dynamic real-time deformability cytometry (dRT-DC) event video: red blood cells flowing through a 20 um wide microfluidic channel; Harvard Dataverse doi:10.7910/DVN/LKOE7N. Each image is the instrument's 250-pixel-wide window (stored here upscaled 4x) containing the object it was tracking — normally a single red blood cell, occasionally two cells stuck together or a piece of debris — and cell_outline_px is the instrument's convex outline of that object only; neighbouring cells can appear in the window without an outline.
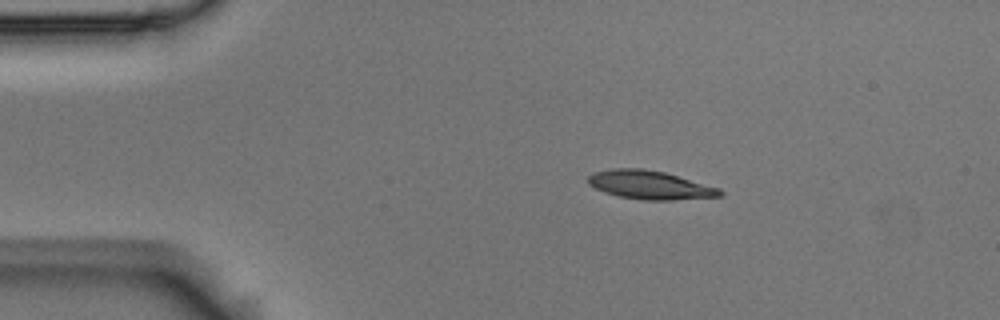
{"species": "Egyptian fruit bat (a non-hibernating species)", "species_latin": "Rousettus aegyptiacus", "temperature_condition": "room temperature", "stored_images_in_passage": 4, "camera_frame_rate_fps": 3000, "um_per_image_px": 0.085, "animal": {"sex": "male"}, "frame": {"image": 1, "passage_image": 1, "time_ms": 0.0, "image_size_px": [1000, 320], "cell_outline_px": [[724, 192], [720, 196], [672, 200], [640, 200], [620, 196], [604, 192], [588, 184], [588, 176], [592, 172], [612, 168], [644, 168], [664, 172], [720, 188]], "centroid_in_image_um": [55.22, 15.71], "position_along_channel_um": 29.8, "area_um2": 21.96}}
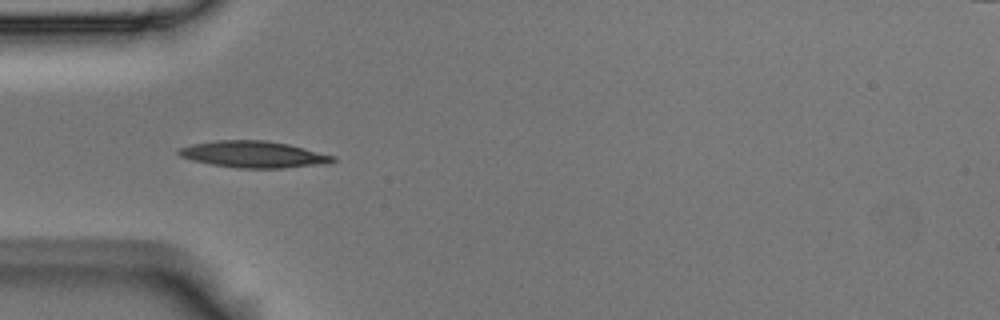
{"frame": {"image": 2, "passage_image": 3, "time_ms": 0.667, "image_size_px": [1000, 320], "cell_outline_px": [[336, 160], [328, 164], [284, 168], [236, 168], [212, 164], [192, 160], [180, 156], [176, 152], [176, 148], [192, 144], [216, 140], [264, 140], [288, 144], [336, 156]], "centroid_in_image_um": [21.55, 13.12], "position_along_channel_um": 63.4, "area_um2": 24.04}}
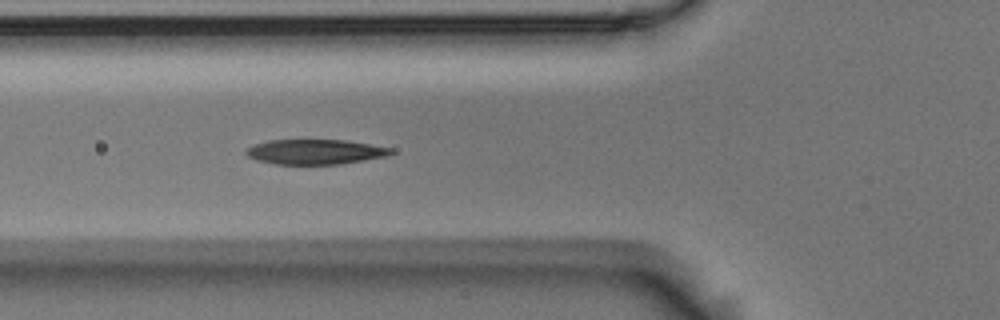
{"frame": {"image": 3, "passage_image": 4, "time_ms": 1.0, "image_size_px": [1000, 320], "cell_outline_px": [[396, 152], [388, 156], [340, 164], [276, 164], [256, 160], [248, 156], [244, 152], [244, 148], [268, 140], [344, 140], [392, 148]], "centroid_in_image_um": [26.78, 12.91], "position_along_channel_um": 99.0, "area_um2": 21.1}}